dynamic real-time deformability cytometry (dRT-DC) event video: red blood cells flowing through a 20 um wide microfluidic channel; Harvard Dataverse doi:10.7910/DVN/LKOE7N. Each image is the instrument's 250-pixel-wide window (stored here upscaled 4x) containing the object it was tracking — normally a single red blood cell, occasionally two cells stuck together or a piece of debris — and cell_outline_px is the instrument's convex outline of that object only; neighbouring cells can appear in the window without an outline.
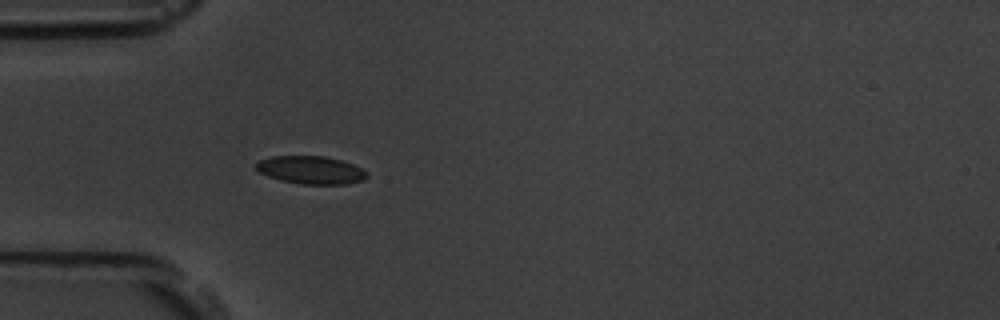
{"species": "common noctule bat (a hibernating species)", "species_latin": "Nyctalus noctula", "temperature_condition": "room temperature", "stored_images_in_passage": 2, "camera_frame_rate_fps": 3000, "um_per_image_px": 0.085, "animal": {"sex": "male", "body_mass_g": 19.5, "forearm_length_mm": 54.6}, "frame": {"image": 1, "passage_image": 2, "time_ms": 1.333, "image_size_px": [1000, 320], "cell_outline_px": [[368, 176], [364, 180], [344, 184], [300, 184], [280, 180], [268, 176], [260, 172], [256, 168], [256, 160], [272, 156], [324, 156], [344, 160], [368, 172]], "centroid_in_image_um": [26.42, 14.44], "position_along_channel_um": 58.6, "area_um2": 18.15}}